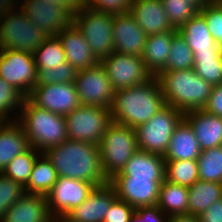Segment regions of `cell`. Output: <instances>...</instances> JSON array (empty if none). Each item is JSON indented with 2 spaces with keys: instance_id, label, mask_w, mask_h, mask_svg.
Returning <instances> with one entry per match:
<instances>
[{
  "instance_id": "cell-41",
  "label": "cell",
  "mask_w": 222,
  "mask_h": 222,
  "mask_svg": "<svg viewBox=\"0 0 222 222\" xmlns=\"http://www.w3.org/2000/svg\"><path fill=\"white\" fill-rule=\"evenodd\" d=\"M199 12L203 15L211 36L222 49V3L219 0L209 1Z\"/></svg>"
},
{
  "instance_id": "cell-53",
  "label": "cell",
  "mask_w": 222,
  "mask_h": 222,
  "mask_svg": "<svg viewBox=\"0 0 222 222\" xmlns=\"http://www.w3.org/2000/svg\"><path fill=\"white\" fill-rule=\"evenodd\" d=\"M2 18H3V14L0 13V26H1V23H2Z\"/></svg>"
},
{
  "instance_id": "cell-21",
  "label": "cell",
  "mask_w": 222,
  "mask_h": 222,
  "mask_svg": "<svg viewBox=\"0 0 222 222\" xmlns=\"http://www.w3.org/2000/svg\"><path fill=\"white\" fill-rule=\"evenodd\" d=\"M184 119L192 127L202 151L222 146V117L201 109L184 113Z\"/></svg>"
},
{
  "instance_id": "cell-37",
  "label": "cell",
  "mask_w": 222,
  "mask_h": 222,
  "mask_svg": "<svg viewBox=\"0 0 222 222\" xmlns=\"http://www.w3.org/2000/svg\"><path fill=\"white\" fill-rule=\"evenodd\" d=\"M24 98L11 84L0 77V118L4 121L17 120Z\"/></svg>"
},
{
  "instance_id": "cell-16",
  "label": "cell",
  "mask_w": 222,
  "mask_h": 222,
  "mask_svg": "<svg viewBox=\"0 0 222 222\" xmlns=\"http://www.w3.org/2000/svg\"><path fill=\"white\" fill-rule=\"evenodd\" d=\"M114 186L117 198L126 201L135 209L156 206L160 185L163 181L150 178H132L131 176H114L109 180Z\"/></svg>"
},
{
  "instance_id": "cell-7",
  "label": "cell",
  "mask_w": 222,
  "mask_h": 222,
  "mask_svg": "<svg viewBox=\"0 0 222 222\" xmlns=\"http://www.w3.org/2000/svg\"><path fill=\"white\" fill-rule=\"evenodd\" d=\"M112 13L96 11L87 4L73 14V23L101 61L114 52L112 30L114 25Z\"/></svg>"
},
{
  "instance_id": "cell-45",
  "label": "cell",
  "mask_w": 222,
  "mask_h": 222,
  "mask_svg": "<svg viewBox=\"0 0 222 222\" xmlns=\"http://www.w3.org/2000/svg\"><path fill=\"white\" fill-rule=\"evenodd\" d=\"M204 110L209 114L222 117V84L213 86Z\"/></svg>"
},
{
  "instance_id": "cell-5",
  "label": "cell",
  "mask_w": 222,
  "mask_h": 222,
  "mask_svg": "<svg viewBox=\"0 0 222 222\" xmlns=\"http://www.w3.org/2000/svg\"><path fill=\"white\" fill-rule=\"evenodd\" d=\"M99 147L102 170L110 180L121 172L128 160L139 150L136 131L112 121L107 126Z\"/></svg>"
},
{
  "instance_id": "cell-42",
  "label": "cell",
  "mask_w": 222,
  "mask_h": 222,
  "mask_svg": "<svg viewBox=\"0 0 222 222\" xmlns=\"http://www.w3.org/2000/svg\"><path fill=\"white\" fill-rule=\"evenodd\" d=\"M134 213V207L117 198L105 214L103 222H130Z\"/></svg>"
},
{
  "instance_id": "cell-14",
  "label": "cell",
  "mask_w": 222,
  "mask_h": 222,
  "mask_svg": "<svg viewBox=\"0 0 222 222\" xmlns=\"http://www.w3.org/2000/svg\"><path fill=\"white\" fill-rule=\"evenodd\" d=\"M19 6L36 27L47 36H56L73 23V14L62 5L45 3L40 0H20Z\"/></svg>"
},
{
  "instance_id": "cell-1",
  "label": "cell",
  "mask_w": 222,
  "mask_h": 222,
  "mask_svg": "<svg viewBox=\"0 0 222 222\" xmlns=\"http://www.w3.org/2000/svg\"><path fill=\"white\" fill-rule=\"evenodd\" d=\"M43 153L58 177L86 181L95 186L109 182L102 170L99 145L67 139Z\"/></svg>"
},
{
  "instance_id": "cell-32",
  "label": "cell",
  "mask_w": 222,
  "mask_h": 222,
  "mask_svg": "<svg viewBox=\"0 0 222 222\" xmlns=\"http://www.w3.org/2000/svg\"><path fill=\"white\" fill-rule=\"evenodd\" d=\"M33 58L37 69L50 68L52 70L66 61L64 48L57 36H48L35 50Z\"/></svg>"
},
{
  "instance_id": "cell-44",
  "label": "cell",
  "mask_w": 222,
  "mask_h": 222,
  "mask_svg": "<svg viewBox=\"0 0 222 222\" xmlns=\"http://www.w3.org/2000/svg\"><path fill=\"white\" fill-rule=\"evenodd\" d=\"M169 217L156 205L138 207L130 222H168Z\"/></svg>"
},
{
  "instance_id": "cell-33",
  "label": "cell",
  "mask_w": 222,
  "mask_h": 222,
  "mask_svg": "<svg viewBox=\"0 0 222 222\" xmlns=\"http://www.w3.org/2000/svg\"><path fill=\"white\" fill-rule=\"evenodd\" d=\"M165 171V180L187 188L199 180L197 160L165 161Z\"/></svg>"
},
{
  "instance_id": "cell-19",
  "label": "cell",
  "mask_w": 222,
  "mask_h": 222,
  "mask_svg": "<svg viewBox=\"0 0 222 222\" xmlns=\"http://www.w3.org/2000/svg\"><path fill=\"white\" fill-rule=\"evenodd\" d=\"M129 13L147 36L175 30L161 0L131 1Z\"/></svg>"
},
{
  "instance_id": "cell-34",
  "label": "cell",
  "mask_w": 222,
  "mask_h": 222,
  "mask_svg": "<svg viewBox=\"0 0 222 222\" xmlns=\"http://www.w3.org/2000/svg\"><path fill=\"white\" fill-rule=\"evenodd\" d=\"M197 166L199 180L222 184V146L203 150Z\"/></svg>"
},
{
  "instance_id": "cell-35",
  "label": "cell",
  "mask_w": 222,
  "mask_h": 222,
  "mask_svg": "<svg viewBox=\"0 0 222 222\" xmlns=\"http://www.w3.org/2000/svg\"><path fill=\"white\" fill-rule=\"evenodd\" d=\"M41 154L33 147L17 155L2 172L5 176L25 186L30 178L36 158Z\"/></svg>"
},
{
  "instance_id": "cell-9",
  "label": "cell",
  "mask_w": 222,
  "mask_h": 222,
  "mask_svg": "<svg viewBox=\"0 0 222 222\" xmlns=\"http://www.w3.org/2000/svg\"><path fill=\"white\" fill-rule=\"evenodd\" d=\"M65 122L68 139L99 145L112 120L109 108L80 105L65 116Z\"/></svg>"
},
{
  "instance_id": "cell-54",
  "label": "cell",
  "mask_w": 222,
  "mask_h": 222,
  "mask_svg": "<svg viewBox=\"0 0 222 222\" xmlns=\"http://www.w3.org/2000/svg\"><path fill=\"white\" fill-rule=\"evenodd\" d=\"M4 122V120L2 118H0V125Z\"/></svg>"
},
{
  "instance_id": "cell-20",
  "label": "cell",
  "mask_w": 222,
  "mask_h": 222,
  "mask_svg": "<svg viewBox=\"0 0 222 222\" xmlns=\"http://www.w3.org/2000/svg\"><path fill=\"white\" fill-rule=\"evenodd\" d=\"M56 36L64 48L66 60L77 71L90 68L100 62L74 23Z\"/></svg>"
},
{
  "instance_id": "cell-2",
  "label": "cell",
  "mask_w": 222,
  "mask_h": 222,
  "mask_svg": "<svg viewBox=\"0 0 222 222\" xmlns=\"http://www.w3.org/2000/svg\"><path fill=\"white\" fill-rule=\"evenodd\" d=\"M166 106L157 79L115 91L110 108L111 120L132 129L148 122Z\"/></svg>"
},
{
  "instance_id": "cell-8",
  "label": "cell",
  "mask_w": 222,
  "mask_h": 222,
  "mask_svg": "<svg viewBox=\"0 0 222 222\" xmlns=\"http://www.w3.org/2000/svg\"><path fill=\"white\" fill-rule=\"evenodd\" d=\"M184 119V113L166 105L148 122L135 128L140 151L164 156L176 127Z\"/></svg>"
},
{
  "instance_id": "cell-49",
  "label": "cell",
  "mask_w": 222,
  "mask_h": 222,
  "mask_svg": "<svg viewBox=\"0 0 222 222\" xmlns=\"http://www.w3.org/2000/svg\"><path fill=\"white\" fill-rule=\"evenodd\" d=\"M18 0H0V13L6 14L8 11L16 8Z\"/></svg>"
},
{
  "instance_id": "cell-10",
  "label": "cell",
  "mask_w": 222,
  "mask_h": 222,
  "mask_svg": "<svg viewBox=\"0 0 222 222\" xmlns=\"http://www.w3.org/2000/svg\"><path fill=\"white\" fill-rule=\"evenodd\" d=\"M74 84L80 105L111 108L115 91L100 62L90 68L78 70Z\"/></svg>"
},
{
  "instance_id": "cell-23",
  "label": "cell",
  "mask_w": 222,
  "mask_h": 222,
  "mask_svg": "<svg viewBox=\"0 0 222 222\" xmlns=\"http://www.w3.org/2000/svg\"><path fill=\"white\" fill-rule=\"evenodd\" d=\"M165 159L162 155L138 150L115 176L150 178L153 181L165 180Z\"/></svg>"
},
{
  "instance_id": "cell-46",
  "label": "cell",
  "mask_w": 222,
  "mask_h": 222,
  "mask_svg": "<svg viewBox=\"0 0 222 222\" xmlns=\"http://www.w3.org/2000/svg\"><path fill=\"white\" fill-rule=\"evenodd\" d=\"M198 217L201 222H222V198L213 202Z\"/></svg>"
},
{
  "instance_id": "cell-36",
  "label": "cell",
  "mask_w": 222,
  "mask_h": 222,
  "mask_svg": "<svg viewBox=\"0 0 222 222\" xmlns=\"http://www.w3.org/2000/svg\"><path fill=\"white\" fill-rule=\"evenodd\" d=\"M193 66V52L182 35L177 32L173 36L168 60L162 71L187 70Z\"/></svg>"
},
{
  "instance_id": "cell-40",
  "label": "cell",
  "mask_w": 222,
  "mask_h": 222,
  "mask_svg": "<svg viewBox=\"0 0 222 222\" xmlns=\"http://www.w3.org/2000/svg\"><path fill=\"white\" fill-rule=\"evenodd\" d=\"M25 194L24 186L0 173V221L10 206Z\"/></svg>"
},
{
  "instance_id": "cell-3",
  "label": "cell",
  "mask_w": 222,
  "mask_h": 222,
  "mask_svg": "<svg viewBox=\"0 0 222 222\" xmlns=\"http://www.w3.org/2000/svg\"><path fill=\"white\" fill-rule=\"evenodd\" d=\"M155 78L161 88L165 103L187 113L204 109L213 86L191 69L161 71Z\"/></svg>"
},
{
  "instance_id": "cell-52",
  "label": "cell",
  "mask_w": 222,
  "mask_h": 222,
  "mask_svg": "<svg viewBox=\"0 0 222 222\" xmlns=\"http://www.w3.org/2000/svg\"><path fill=\"white\" fill-rule=\"evenodd\" d=\"M78 8L88 3V0H71Z\"/></svg>"
},
{
  "instance_id": "cell-22",
  "label": "cell",
  "mask_w": 222,
  "mask_h": 222,
  "mask_svg": "<svg viewBox=\"0 0 222 222\" xmlns=\"http://www.w3.org/2000/svg\"><path fill=\"white\" fill-rule=\"evenodd\" d=\"M47 197L24 194L6 211L2 222H51Z\"/></svg>"
},
{
  "instance_id": "cell-28",
  "label": "cell",
  "mask_w": 222,
  "mask_h": 222,
  "mask_svg": "<svg viewBox=\"0 0 222 222\" xmlns=\"http://www.w3.org/2000/svg\"><path fill=\"white\" fill-rule=\"evenodd\" d=\"M58 179V174L51 161L41 153L34 162L27 184L24 186L26 194L47 195Z\"/></svg>"
},
{
  "instance_id": "cell-50",
  "label": "cell",
  "mask_w": 222,
  "mask_h": 222,
  "mask_svg": "<svg viewBox=\"0 0 222 222\" xmlns=\"http://www.w3.org/2000/svg\"><path fill=\"white\" fill-rule=\"evenodd\" d=\"M51 222H76L69 215H55L51 217Z\"/></svg>"
},
{
  "instance_id": "cell-38",
  "label": "cell",
  "mask_w": 222,
  "mask_h": 222,
  "mask_svg": "<svg viewBox=\"0 0 222 222\" xmlns=\"http://www.w3.org/2000/svg\"><path fill=\"white\" fill-rule=\"evenodd\" d=\"M77 70L66 60L54 69H37L35 86L59 83H74Z\"/></svg>"
},
{
  "instance_id": "cell-17",
  "label": "cell",
  "mask_w": 222,
  "mask_h": 222,
  "mask_svg": "<svg viewBox=\"0 0 222 222\" xmlns=\"http://www.w3.org/2000/svg\"><path fill=\"white\" fill-rule=\"evenodd\" d=\"M112 30L114 51L122 54L142 56L147 35L128 12L114 14Z\"/></svg>"
},
{
  "instance_id": "cell-25",
  "label": "cell",
  "mask_w": 222,
  "mask_h": 222,
  "mask_svg": "<svg viewBox=\"0 0 222 222\" xmlns=\"http://www.w3.org/2000/svg\"><path fill=\"white\" fill-rule=\"evenodd\" d=\"M30 147L21 125L15 121H4L0 125V173L19 154Z\"/></svg>"
},
{
  "instance_id": "cell-26",
  "label": "cell",
  "mask_w": 222,
  "mask_h": 222,
  "mask_svg": "<svg viewBox=\"0 0 222 222\" xmlns=\"http://www.w3.org/2000/svg\"><path fill=\"white\" fill-rule=\"evenodd\" d=\"M177 32L178 30L175 29L174 31L147 36L141 57L147 70L153 76H156L165 68L172 39Z\"/></svg>"
},
{
  "instance_id": "cell-18",
  "label": "cell",
  "mask_w": 222,
  "mask_h": 222,
  "mask_svg": "<svg viewBox=\"0 0 222 222\" xmlns=\"http://www.w3.org/2000/svg\"><path fill=\"white\" fill-rule=\"evenodd\" d=\"M116 199L114 186L107 182L95 186L88 198L67 215L76 222H103L105 214Z\"/></svg>"
},
{
  "instance_id": "cell-12",
  "label": "cell",
  "mask_w": 222,
  "mask_h": 222,
  "mask_svg": "<svg viewBox=\"0 0 222 222\" xmlns=\"http://www.w3.org/2000/svg\"><path fill=\"white\" fill-rule=\"evenodd\" d=\"M37 68L33 54L23 51L0 49V77L11 84L24 97L35 86Z\"/></svg>"
},
{
  "instance_id": "cell-48",
  "label": "cell",
  "mask_w": 222,
  "mask_h": 222,
  "mask_svg": "<svg viewBox=\"0 0 222 222\" xmlns=\"http://www.w3.org/2000/svg\"><path fill=\"white\" fill-rule=\"evenodd\" d=\"M168 222H201L198 216L193 215H173L169 217Z\"/></svg>"
},
{
  "instance_id": "cell-43",
  "label": "cell",
  "mask_w": 222,
  "mask_h": 222,
  "mask_svg": "<svg viewBox=\"0 0 222 222\" xmlns=\"http://www.w3.org/2000/svg\"><path fill=\"white\" fill-rule=\"evenodd\" d=\"M131 0H88L87 5L96 11L112 14H124L129 12Z\"/></svg>"
},
{
  "instance_id": "cell-24",
  "label": "cell",
  "mask_w": 222,
  "mask_h": 222,
  "mask_svg": "<svg viewBox=\"0 0 222 222\" xmlns=\"http://www.w3.org/2000/svg\"><path fill=\"white\" fill-rule=\"evenodd\" d=\"M201 152L192 127L183 119L173 132L168 149L163 157L165 161L197 160Z\"/></svg>"
},
{
  "instance_id": "cell-31",
  "label": "cell",
  "mask_w": 222,
  "mask_h": 222,
  "mask_svg": "<svg viewBox=\"0 0 222 222\" xmlns=\"http://www.w3.org/2000/svg\"><path fill=\"white\" fill-rule=\"evenodd\" d=\"M193 70L212 86L222 84V50H204L193 53Z\"/></svg>"
},
{
  "instance_id": "cell-6",
  "label": "cell",
  "mask_w": 222,
  "mask_h": 222,
  "mask_svg": "<svg viewBox=\"0 0 222 222\" xmlns=\"http://www.w3.org/2000/svg\"><path fill=\"white\" fill-rule=\"evenodd\" d=\"M47 37L41 28L31 23L19 4L3 14L0 26V49L33 54Z\"/></svg>"
},
{
  "instance_id": "cell-51",
  "label": "cell",
  "mask_w": 222,
  "mask_h": 222,
  "mask_svg": "<svg viewBox=\"0 0 222 222\" xmlns=\"http://www.w3.org/2000/svg\"><path fill=\"white\" fill-rule=\"evenodd\" d=\"M186 1L190 2L199 11L210 0H186Z\"/></svg>"
},
{
  "instance_id": "cell-30",
  "label": "cell",
  "mask_w": 222,
  "mask_h": 222,
  "mask_svg": "<svg viewBox=\"0 0 222 222\" xmlns=\"http://www.w3.org/2000/svg\"><path fill=\"white\" fill-rule=\"evenodd\" d=\"M157 206L168 216L188 214V188L164 180L160 185Z\"/></svg>"
},
{
  "instance_id": "cell-4",
  "label": "cell",
  "mask_w": 222,
  "mask_h": 222,
  "mask_svg": "<svg viewBox=\"0 0 222 222\" xmlns=\"http://www.w3.org/2000/svg\"><path fill=\"white\" fill-rule=\"evenodd\" d=\"M23 128L31 147L43 153L68 139L65 116L55 114L23 99L16 120Z\"/></svg>"
},
{
  "instance_id": "cell-15",
  "label": "cell",
  "mask_w": 222,
  "mask_h": 222,
  "mask_svg": "<svg viewBox=\"0 0 222 222\" xmlns=\"http://www.w3.org/2000/svg\"><path fill=\"white\" fill-rule=\"evenodd\" d=\"M94 187V184L86 181L58 177L46 195L51 216L67 215L88 198Z\"/></svg>"
},
{
  "instance_id": "cell-29",
  "label": "cell",
  "mask_w": 222,
  "mask_h": 222,
  "mask_svg": "<svg viewBox=\"0 0 222 222\" xmlns=\"http://www.w3.org/2000/svg\"><path fill=\"white\" fill-rule=\"evenodd\" d=\"M221 198V183L197 180L188 188V215L199 216Z\"/></svg>"
},
{
  "instance_id": "cell-11",
  "label": "cell",
  "mask_w": 222,
  "mask_h": 222,
  "mask_svg": "<svg viewBox=\"0 0 222 222\" xmlns=\"http://www.w3.org/2000/svg\"><path fill=\"white\" fill-rule=\"evenodd\" d=\"M100 63L105 68L114 91L143 84L153 77L141 56L114 51Z\"/></svg>"
},
{
  "instance_id": "cell-47",
  "label": "cell",
  "mask_w": 222,
  "mask_h": 222,
  "mask_svg": "<svg viewBox=\"0 0 222 222\" xmlns=\"http://www.w3.org/2000/svg\"><path fill=\"white\" fill-rule=\"evenodd\" d=\"M45 3H50L53 6L62 5L66 7L72 14H74L79 8L71 0H40Z\"/></svg>"
},
{
  "instance_id": "cell-39",
  "label": "cell",
  "mask_w": 222,
  "mask_h": 222,
  "mask_svg": "<svg viewBox=\"0 0 222 222\" xmlns=\"http://www.w3.org/2000/svg\"><path fill=\"white\" fill-rule=\"evenodd\" d=\"M170 23L175 29L188 22L198 10L186 0H161Z\"/></svg>"
},
{
  "instance_id": "cell-13",
  "label": "cell",
  "mask_w": 222,
  "mask_h": 222,
  "mask_svg": "<svg viewBox=\"0 0 222 222\" xmlns=\"http://www.w3.org/2000/svg\"><path fill=\"white\" fill-rule=\"evenodd\" d=\"M27 98L34 105L62 116L80 106L74 83L34 86Z\"/></svg>"
},
{
  "instance_id": "cell-27",
  "label": "cell",
  "mask_w": 222,
  "mask_h": 222,
  "mask_svg": "<svg viewBox=\"0 0 222 222\" xmlns=\"http://www.w3.org/2000/svg\"><path fill=\"white\" fill-rule=\"evenodd\" d=\"M177 30L193 53L204 50H222L211 36L206 21L199 11Z\"/></svg>"
}]
</instances>
